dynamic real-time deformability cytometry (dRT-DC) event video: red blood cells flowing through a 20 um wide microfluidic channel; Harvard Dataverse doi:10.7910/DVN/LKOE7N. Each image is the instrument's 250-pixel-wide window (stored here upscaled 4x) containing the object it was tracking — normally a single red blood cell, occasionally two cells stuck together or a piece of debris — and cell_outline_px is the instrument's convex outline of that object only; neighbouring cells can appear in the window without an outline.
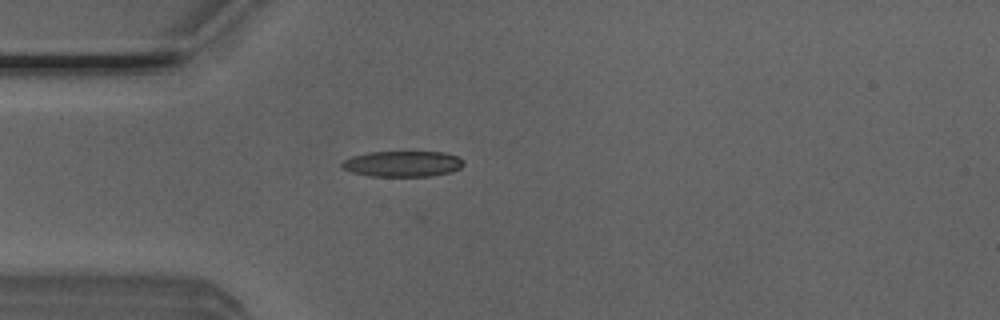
{"species": "Egyptian fruit bat (a non-hibernating species)", "species_latin": "Rousettus aegyptiacus", "temperature_condition": "room temperature", "stored_images_in_passage": 39, "camera_frame_rate_fps": 3000, "um_per_image_px": 0.085, "animal": {"sex": "male"}, "frame": {"image": 1, "passage_image": 8, "time_ms": 2.333, "image_size_px": [1000, 320], "cell_outline_px": [[464, 164], [460, 168], [452, 172], [432, 176], [368, 176], [352, 172], [340, 168], [340, 164], [344, 160], [352, 156], [368, 152], [444, 152], [456, 156]], "centroid_in_image_um": [34.18, 13.93], "position_along_channel_um": 50.8, "area_um2": 18.32}}
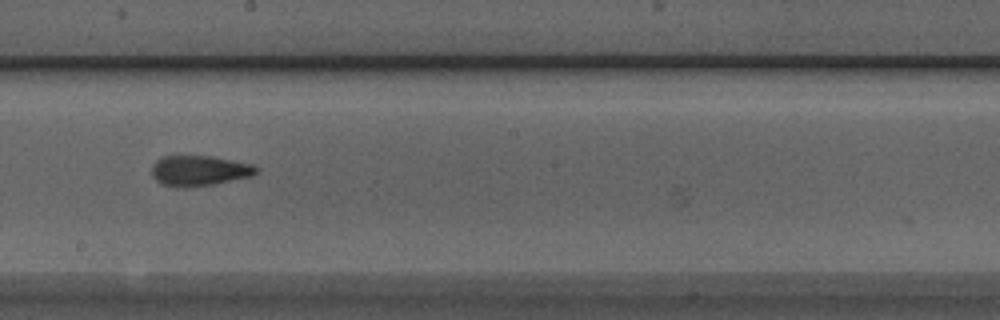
{"frame": {"image": 2, "passage_image": 22, "time_ms": 7.0, "image_size_px": [1000, 320], "cell_outline_px": [[260, 168], [252, 176], [216, 184], [184, 188], [160, 184], [152, 176], [152, 164], [156, 160], [164, 156], [212, 156], [252, 164]], "centroid_in_image_um": [16.93, 14.51], "position_along_channel_um": 231.3, "area_um2": 18.67}}
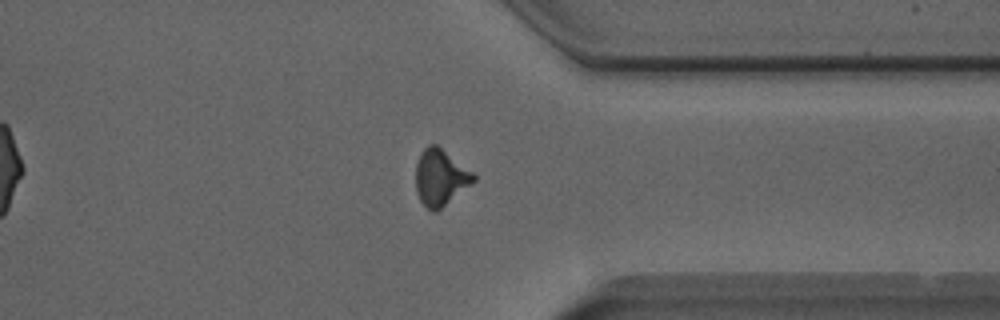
{"frame": {"image": 3, "passage_image": 33, "time_ms": 10.667, "image_size_px": [1000, 320], "cell_outline_px": [[476, 180], [436, 212], [432, 212], [420, 200], [416, 192], [416, 164], [424, 148], [428, 144], [436, 144], [472, 172], [476, 176]], "centroid_in_image_um": [37.42, 15.09], "position_along_channel_um": 374.0, "area_um2": 18.61}, "authors_computed_cell_mechanics": {"area_um2": 18.2648, "velocity_mm_per_s": 4.0334, "shape_relaxation_time_tau1_ms": null, "shape_relaxation_time_tau2_ms": 2.4706, "deformation_change_tau1": null, "deformation_change_tau2": 0.0691}}